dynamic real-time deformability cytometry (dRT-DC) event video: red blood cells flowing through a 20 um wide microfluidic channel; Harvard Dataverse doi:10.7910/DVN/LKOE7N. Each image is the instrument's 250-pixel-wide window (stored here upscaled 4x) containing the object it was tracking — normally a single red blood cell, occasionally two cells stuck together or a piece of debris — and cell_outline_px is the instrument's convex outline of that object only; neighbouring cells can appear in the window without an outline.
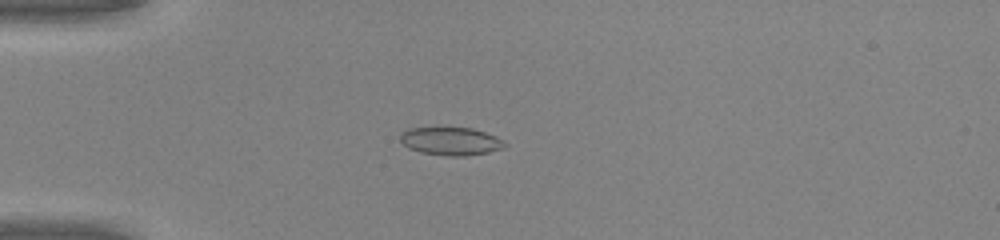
{"species": "common noctule bat (a hibernating species)", "species_latin": "Nyctalus noctula", "temperature_condition": "warm", "stored_images_in_passage": 36, "camera_frame_rate_fps": 3000, "um_per_image_px": 0.085, "animal": {"sex": "male", "body_mass_g": 20.0, "forearm_length_mm": 53.3}, "frame": {"image": 1, "passage_image": 1, "time_ms": 0.0, "image_size_px": [1000, 240], "cell_outline_px": [[508, 144], [504, 148], [488, 152], [464, 156], [448, 156], [420, 152], [408, 148], [400, 140], [400, 132], [408, 128], [472, 128], [496, 136], [504, 140]], "centroid_in_image_um": [38.33, 12.0], "position_along_channel_um": 46.7, "area_um2": 17.11}}
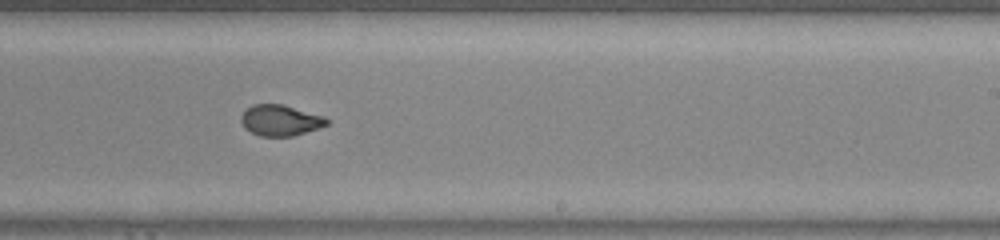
{"frame": {"image": 2, "passage_image": 18, "time_ms": 5.667, "image_size_px": [1000, 240], "cell_outline_px": [[332, 120], [328, 124], [320, 128], [292, 136], [260, 136], [244, 128], [240, 120], [240, 116], [252, 104], [284, 104], [324, 116]], "centroid_in_image_um": [23.86, 10.22], "position_along_channel_um": 265.1, "area_um2": 15.61}}
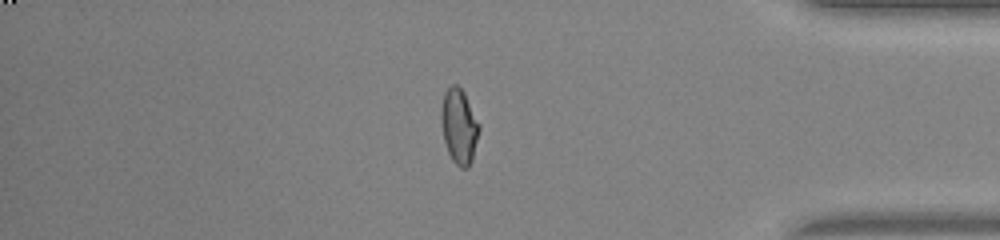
{"frame": {"image": 3, "passage_image": 29, "time_ms": 9.333, "image_size_px": [1000, 240], "cell_outline_px": [[480, 128], [472, 160], [468, 168], [460, 168], [452, 160], [448, 152], [444, 140], [440, 120], [440, 108], [444, 92], [452, 84], [456, 84], [464, 92], [480, 124]], "centroid_in_image_um": [39.01, 10.72], "position_along_channel_um": 396.2, "area_um2": 16.76}}